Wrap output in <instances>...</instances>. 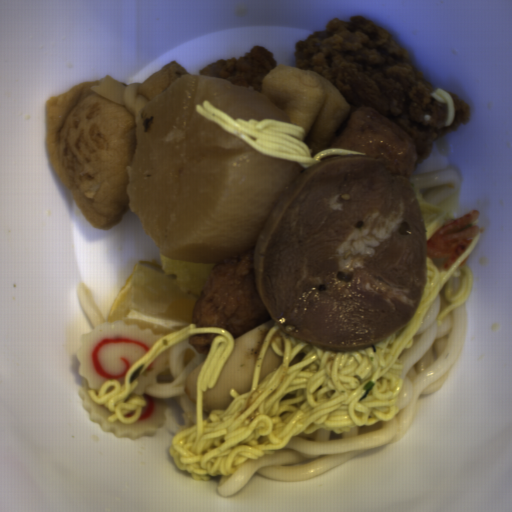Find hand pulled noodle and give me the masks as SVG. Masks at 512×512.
<instances>
[{
	"label": "hand pulled noodle",
	"mask_w": 512,
	"mask_h": 512,
	"mask_svg": "<svg viewBox=\"0 0 512 512\" xmlns=\"http://www.w3.org/2000/svg\"><path fill=\"white\" fill-rule=\"evenodd\" d=\"M478 233L448 270L439 271L426 256L424 289L413 317L382 341L355 351L332 352L298 340L279 328H271L260 343L249 392L229 391L233 398L225 409L203 411L204 393L212 389L232 356L235 339L227 328L196 323L167 334L130 365L123 385L105 381L97 391H86L97 405L110 412L108 422L133 424L143 415L146 399L135 395L138 380L148 364L181 340L200 334H220L199 370L194 424L176 433L168 448L174 465L193 480L234 473L247 460L289 444L301 433L318 429L334 433L354 427L388 422L398 415V395L403 387L404 349L413 347L414 336L440 296L438 326L461 306L472 292L473 273L463 262L473 251ZM271 344L283 356L279 369L261 380L262 362Z\"/></svg>",
	"instance_id": "obj_1"
},
{
	"label": "hand pulled noodle",
	"mask_w": 512,
	"mask_h": 512,
	"mask_svg": "<svg viewBox=\"0 0 512 512\" xmlns=\"http://www.w3.org/2000/svg\"><path fill=\"white\" fill-rule=\"evenodd\" d=\"M195 112L238 137L252 148L269 157L296 162L308 167L320 162L329 154L341 156H368L358 151L341 148L322 149L312 157L313 150L304 142L306 131L290 122L275 119L234 120L213 106L210 101L195 105Z\"/></svg>",
	"instance_id": "obj_2"
},
{
	"label": "hand pulled noodle",
	"mask_w": 512,
	"mask_h": 512,
	"mask_svg": "<svg viewBox=\"0 0 512 512\" xmlns=\"http://www.w3.org/2000/svg\"><path fill=\"white\" fill-rule=\"evenodd\" d=\"M414 193L419 203L425 227L426 243L439 231L446 220L456 219L454 214L457 213L459 207V192L454 193L445 202L438 205L426 202L419 189H416Z\"/></svg>",
	"instance_id": "obj_3"
},
{
	"label": "hand pulled noodle",
	"mask_w": 512,
	"mask_h": 512,
	"mask_svg": "<svg viewBox=\"0 0 512 512\" xmlns=\"http://www.w3.org/2000/svg\"><path fill=\"white\" fill-rule=\"evenodd\" d=\"M430 95H432L439 102L447 104V115L444 121V127L452 125L456 117L455 101L453 96L448 91L439 87L435 89Z\"/></svg>",
	"instance_id": "obj_4"
}]
</instances>
